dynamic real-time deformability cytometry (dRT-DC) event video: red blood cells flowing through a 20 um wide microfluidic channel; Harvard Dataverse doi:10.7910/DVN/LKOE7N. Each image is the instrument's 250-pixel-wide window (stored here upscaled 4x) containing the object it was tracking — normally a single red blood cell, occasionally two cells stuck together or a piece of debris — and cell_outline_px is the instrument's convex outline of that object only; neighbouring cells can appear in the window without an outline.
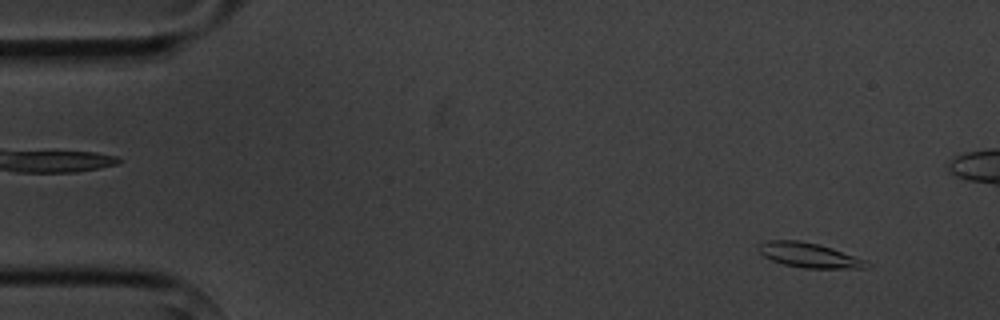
{"species": "common noctule bat (a hibernating species)", "species_latin": "Nyctalus noctula", "temperature_condition": "cold", "stored_images_in_passage": 4, "camera_frame_rate_fps": 3000, "um_per_image_px": 0.085, "animal": {"sex": "male", "body_mass_g": 20.1, "forearm_length_mm": 53.5}, "frame": {"image": 1, "passage_image": 1, "time_ms": 0.0, "image_size_px": [1000, 320], "cell_outline_px": [[872, 264], [868, 268], [804, 268], [784, 264], [772, 260], [764, 256], [756, 248], [756, 244], [772, 240], [800, 240], [832, 248], [864, 260]], "centroid_in_image_um": [68.74, 21.69], "position_along_channel_um": 16.3, "area_um2": 15.43}}